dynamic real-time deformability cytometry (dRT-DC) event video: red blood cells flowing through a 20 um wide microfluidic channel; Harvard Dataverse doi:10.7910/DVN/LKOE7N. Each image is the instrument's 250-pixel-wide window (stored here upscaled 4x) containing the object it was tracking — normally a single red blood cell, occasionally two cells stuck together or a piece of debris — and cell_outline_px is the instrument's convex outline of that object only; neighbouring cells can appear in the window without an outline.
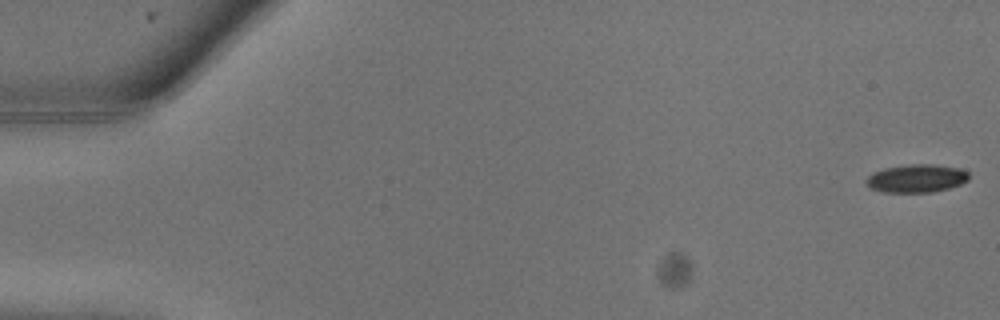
{"species": "common noctule bat (a hibernating species)", "species_latin": "Nyctalus noctula", "temperature_condition": "warm", "stored_images_in_passage": 17, "camera_frame_rate_fps": 3000, "um_per_image_px": 0.085, "animal": {"sex": "male", "body_mass_g": 13.3}, "frame": {"image": 1, "passage_image": 1, "time_ms": 0.0, "image_size_px": [1000, 320], "cell_outline_px": [[968, 180], [960, 184], [948, 188], [932, 192], [884, 192], [868, 188], [864, 180], [872, 172], [884, 168], [908, 164], [932, 164], [960, 168], [968, 172]], "centroid_in_image_um": [77.85, 15.16], "position_along_channel_um": 7.1, "area_um2": 16.94}}
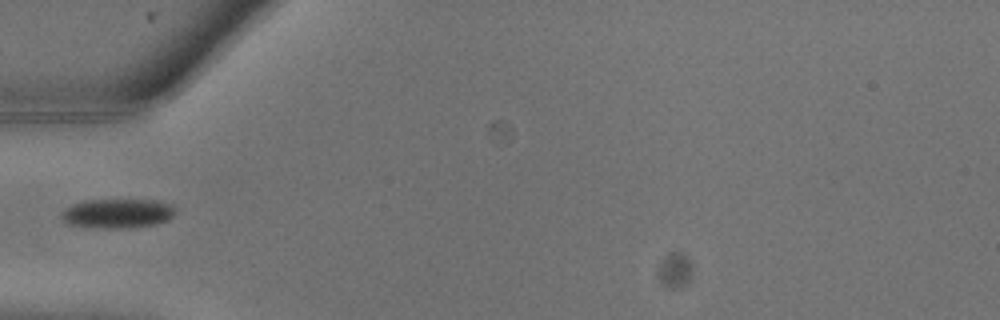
{"frame": {"image": 2, "passage_image": 9, "time_ms": 2.667, "image_size_px": [1000, 320], "cell_outline_px": [[176, 212], [168, 220], [156, 224], [132, 228], [92, 228], [68, 224], [60, 216], [72, 204], [84, 200], [156, 200], [172, 204], [176, 208]], "centroid_in_image_um": [10.03, 18.15], "position_along_channel_um": 75.0, "area_um2": 19.65}}
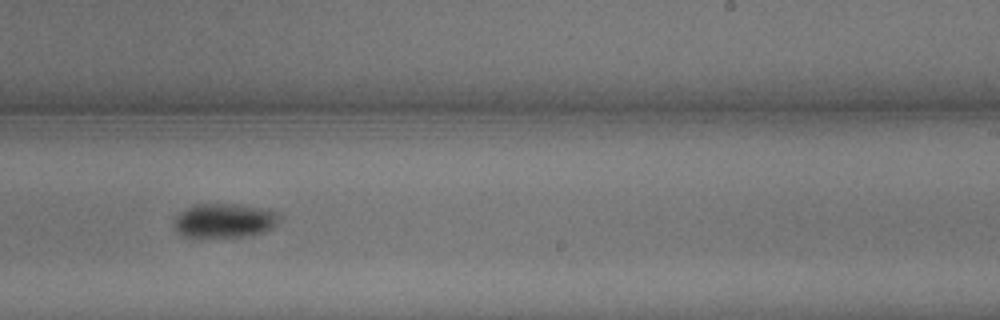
{"frame": {"image": 3, "passage_image": 16, "time_ms": 5.0, "image_size_px": [1000, 320], "cell_outline_px": [[280, 220], [272, 228], [264, 232], [240, 236], [192, 240], [180, 236], [176, 232], [172, 224], [176, 216], [180, 212], [196, 204], [240, 204], [268, 208], [280, 212]], "centroid_in_image_um": [19.03, 18.78], "position_along_channel_um": 270.0, "area_um2": 22.02}}